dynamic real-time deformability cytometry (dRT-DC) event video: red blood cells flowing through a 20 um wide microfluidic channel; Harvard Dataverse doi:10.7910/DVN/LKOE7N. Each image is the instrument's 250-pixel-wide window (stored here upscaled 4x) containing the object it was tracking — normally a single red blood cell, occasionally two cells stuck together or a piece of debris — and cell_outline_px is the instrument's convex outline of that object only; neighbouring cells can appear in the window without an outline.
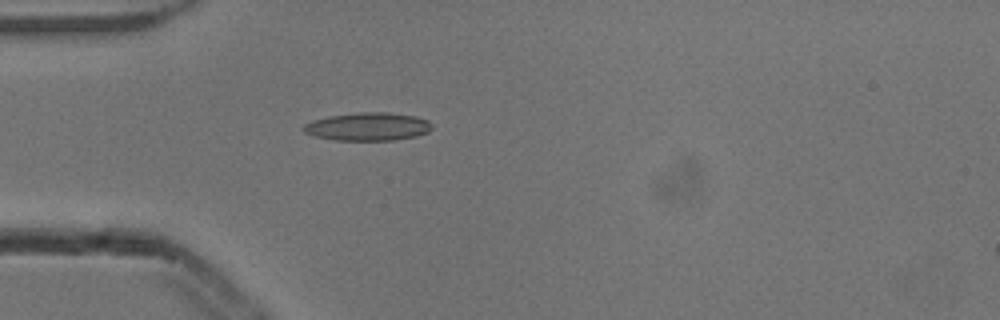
{"species": "common noctule bat (a hibernating species)", "species_latin": "Nyctalus noctula", "temperature_condition": "cold", "stored_images_in_passage": 5, "camera_frame_rate_fps": 3000, "um_per_image_px": 0.085, "animal": {"sex": "male", "body_mass_g": 13.3}, "frame": {"image": 1, "passage_image": 5, "time_ms": 1.333, "image_size_px": [1000, 320], "cell_outline_px": [[432, 128], [428, 132], [416, 136], [392, 140], [336, 140], [316, 136], [304, 132], [300, 128], [304, 124], [312, 120], [328, 116], [360, 112], [388, 112], [416, 116], [428, 120], [432, 124]], "centroid_in_image_um": [31.26, 10.75], "position_along_channel_um": 53.7, "area_um2": 21.1}}